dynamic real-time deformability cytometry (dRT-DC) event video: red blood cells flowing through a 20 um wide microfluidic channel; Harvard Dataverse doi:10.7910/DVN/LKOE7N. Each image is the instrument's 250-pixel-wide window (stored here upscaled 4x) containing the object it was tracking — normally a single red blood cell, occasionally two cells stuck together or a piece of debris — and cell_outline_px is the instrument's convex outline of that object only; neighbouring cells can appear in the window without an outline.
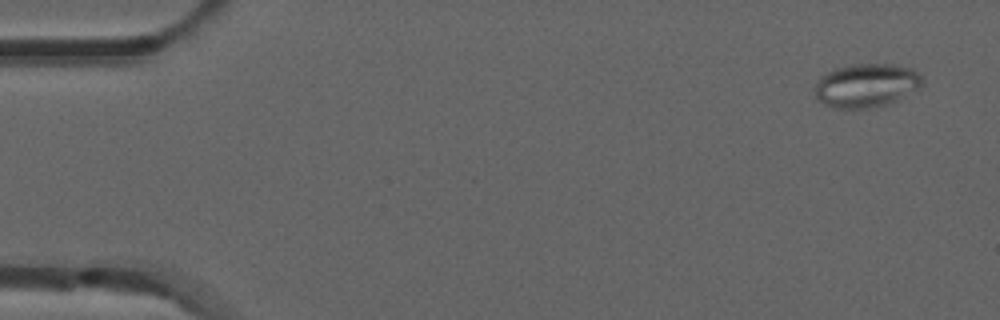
{"species": "common noctule bat (a hibernating species)", "species_latin": "Nyctalus noctula", "temperature_condition": "room temperature", "stored_images_in_passage": 4, "camera_frame_rate_fps": 3000, "um_per_image_px": 0.085, "animal": {"sex": "male", "forearm_length_mm": 52.5}, "frame": {"image": 1, "passage_image": 1, "time_ms": 0.0, "image_size_px": [1000, 320], "cell_outline_px": [[920, 88], [888, 104], [868, 108], [832, 108], [816, 100], [816, 80], [820, 76], [836, 68], [852, 64], [892, 64], [912, 68], [920, 76]], "centroid_in_image_um": [73.59, 7.26], "position_along_channel_um": 11.4, "area_um2": 27.22}}